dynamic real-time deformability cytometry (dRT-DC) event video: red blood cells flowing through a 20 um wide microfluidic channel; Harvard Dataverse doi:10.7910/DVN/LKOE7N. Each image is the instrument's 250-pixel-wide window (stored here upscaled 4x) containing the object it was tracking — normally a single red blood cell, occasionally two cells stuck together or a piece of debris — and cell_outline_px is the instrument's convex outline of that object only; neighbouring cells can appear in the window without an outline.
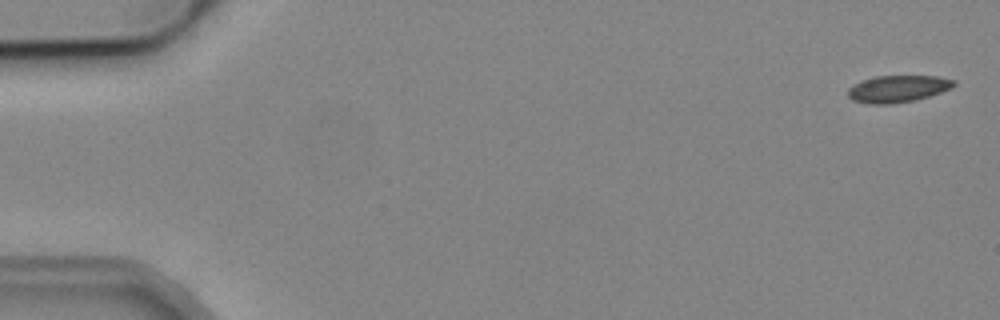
{"species": "common noctule bat (a hibernating species)", "species_latin": "Nyctalus noctula", "temperature_condition": "cold", "stored_images_in_passage": 6, "camera_frame_rate_fps": 3000, "um_per_image_px": 0.085, "animal": {"sex": "male", "body_mass_g": 19.2, "forearm_length_mm": 51.8}, "frame": {"image": 1, "passage_image": 1, "time_ms": 0.0, "image_size_px": [1000, 320], "cell_outline_px": [[956, 84], [952, 88], [916, 100], [892, 104], [868, 104], [852, 100], [848, 96], [848, 88], [852, 84], [860, 80], [876, 76], [940, 76], [956, 80]], "centroid_in_image_um": [76.3, 7.54], "position_along_channel_um": 8.7, "area_um2": 16.88}}